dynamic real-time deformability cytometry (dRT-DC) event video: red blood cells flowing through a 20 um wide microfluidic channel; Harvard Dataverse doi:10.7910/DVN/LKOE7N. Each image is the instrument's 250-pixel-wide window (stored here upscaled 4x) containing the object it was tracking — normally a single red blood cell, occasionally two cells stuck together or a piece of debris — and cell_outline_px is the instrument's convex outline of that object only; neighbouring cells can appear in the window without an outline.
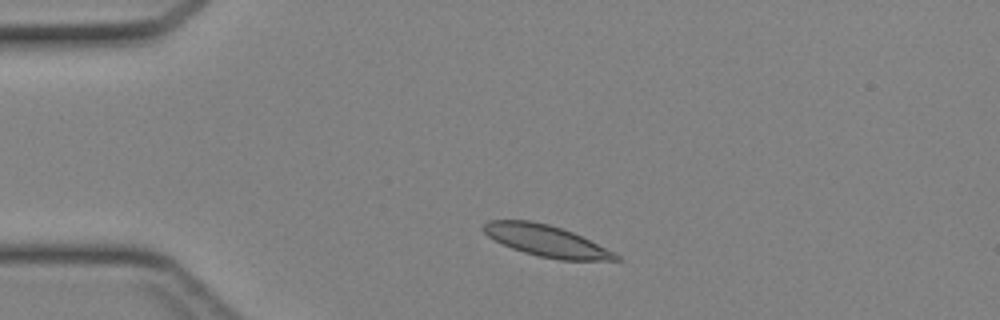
{"species": "Egyptian fruit bat (a non-hibernating species)", "species_latin": "Rousettus aegyptiacus", "temperature_condition": "cold", "stored_images_in_passage": 35, "camera_frame_rate_fps": 3000, "um_per_image_px": 0.085, "animal": {"sex": "female"}, "frame": {"image": 1, "passage_image": 1, "time_ms": 0.0, "image_size_px": [1000, 320], "cell_outline_px": [[624, 260], [560, 260], [540, 256], [524, 252], [512, 248], [488, 236], [480, 228], [488, 220], [528, 220], [548, 224], [572, 232], [616, 252]], "centroid_in_image_um": [46.46, 20.47], "position_along_channel_um": 38.5, "area_um2": 24.04}}
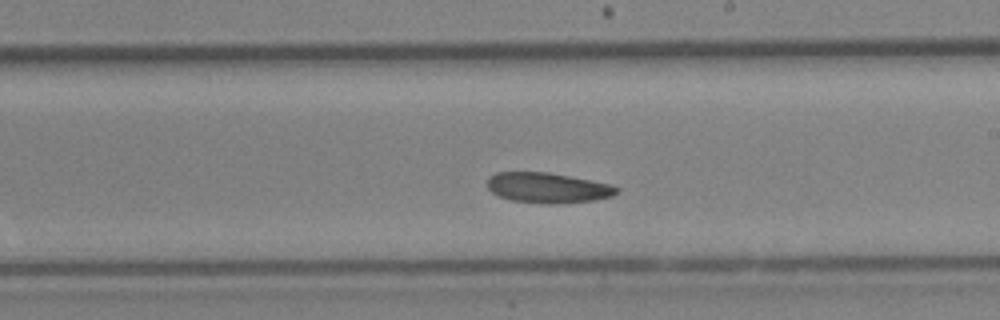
{"frame": {"image": 2, "passage_image": 17, "time_ms": 5.333, "image_size_px": [1000, 320], "cell_outline_px": [[620, 192], [612, 196], [596, 200], [552, 204], [548, 204], [512, 200], [500, 196], [492, 192], [488, 188], [488, 176], [496, 172], [548, 172], [592, 180], [612, 184], [620, 188]], "centroid_in_image_um": [46.6, 15.95], "position_along_channel_um": 242.4, "area_um2": 22.95}}
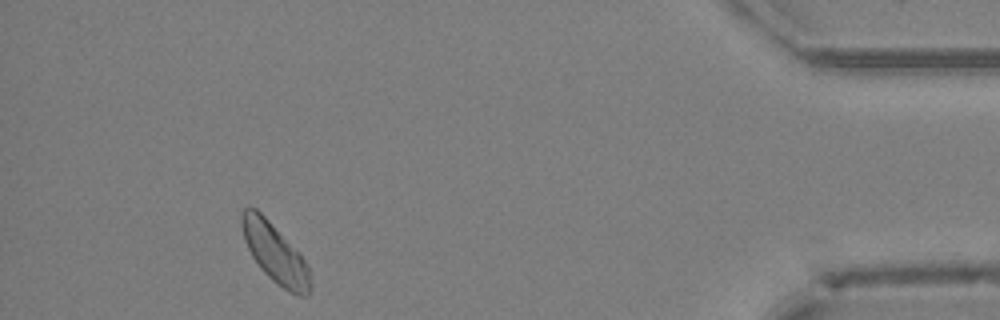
{"frame": {"image": 3, "passage_image": 32, "time_ms": 10.333, "image_size_px": [1000, 320], "cell_outline_px": [[312, 284], [308, 296], [296, 296], [288, 292], [272, 280], [260, 268], [252, 256], [244, 240], [240, 224], [240, 212], [244, 208], [256, 208], [300, 252], [308, 268]], "centroid_in_image_um": [23.37, 21.54], "position_along_channel_um": 411.8, "area_um2": 23.81}}